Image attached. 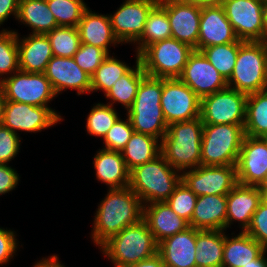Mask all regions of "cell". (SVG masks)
Here are the masks:
<instances>
[{"instance_id":"obj_53","label":"cell","mask_w":267,"mask_h":267,"mask_svg":"<svg viewBox=\"0 0 267 267\" xmlns=\"http://www.w3.org/2000/svg\"><path fill=\"white\" fill-rule=\"evenodd\" d=\"M263 28H264V41H267V0L263 3Z\"/></svg>"},{"instance_id":"obj_11","label":"cell","mask_w":267,"mask_h":267,"mask_svg":"<svg viewBox=\"0 0 267 267\" xmlns=\"http://www.w3.org/2000/svg\"><path fill=\"white\" fill-rule=\"evenodd\" d=\"M160 104L167 125L200 117L201 99L179 78H163Z\"/></svg>"},{"instance_id":"obj_36","label":"cell","mask_w":267,"mask_h":267,"mask_svg":"<svg viewBox=\"0 0 267 267\" xmlns=\"http://www.w3.org/2000/svg\"><path fill=\"white\" fill-rule=\"evenodd\" d=\"M243 42L238 40L223 45L209 46L202 50V53L226 81L233 72L238 50Z\"/></svg>"},{"instance_id":"obj_38","label":"cell","mask_w":267,"mask_h":267,"mask_svg":"<svg viewBox=\"0 0 267 267\" xmlns=\"http://www.w3.org/2000/svg\"><path fill=\"white\" fill-rule=\"evenodd\" d=\"M119 118L120 115L112 105L96 103L86 119V131L91 136L103 139Z\"/></svg>"},{"instance_id":"obj_3","label":"cell","mask_w":267,"mask_h":267,"mask_svg":"<svg viewBox=\"0 0 267 267\" xmlns=\"http://www.w3.org/2000/svg\"><path fill=\"white\" fill-rule=\"evenodd\" d=\"M163 78L146 75L137 89L132 106L127 110L134 132L163 139L168 125L160 104Z\"/></svg>"},{"instance_id":"obj_27","label":"cell","mask_w":267,"mask_h":267,"mask_svg":"<svg viewBox=\"0 0 267 267\" xmlns=\"http://www.w3.org/2000/svg\"><path fill=\"white\" fill-rule=\"evenodd\" d=\"M93 158L98 181L108 185L109 189L129 186L130 171L120 151L102 148Z\"/></svg>"},{"instance_id":"obj_26","label":"cell","mask_w":267,"mask_h":267,"mask_svg":"<svg viewBox=\"0 0 267 267\" xmlns=\"http://www.w3.org/2000/svg\"><path fill=\"white\" fill-rule=\"evenodd\" d=\"M81 43L99 47L109 54V46H116L120 42L114 36L109 15L85 10L78 24ZM112 44V45H111Z\"/></svg>"},{"instance_id":"obj_56","label":"cell","mask_w":267,"mask_h":267,"mask_svg":"<svg viewBox=\"0 0 267 267\" xmlns=\"http://www.w3.org/2000/svg\"><path fill=\"white\" fill-rule=\"evenodd\" d=\"M263 199L267 201V192L263 195Z\"/></svg>"},{"instance_id":"obj_24","label":"cell","mask_w":267,"mask_h":267,"mask_svg":"<svg viewBox=\"0 0 267 267\" xmlns=\"http://www.w3.org/2000/svg\"><path fill=\"white\" fill-rule=\"evenodd\" d=\"M17 46L19 52V70L29 73H44L48 62L54 56L51 44L46 35L29 34L19 38L17 31Z\"/></svg>"},{"instance_id":"obj_42","label":"cell","mask_w":267,"mask_h":267,"mask_svg":"<svg viewBox=\"0 0 267 267\" xmlns=\"http://www.w3.org/2000/svg\"><path fill=\"white\" fill-rule=\"evenodd\" d=\"M108 56L109 54L99 47L81 43L73 59L91 77Z\"/></svg>"},{"instance_id":"obj_30","label":"cell","mask_w":267,"mask_h":267,"mask_svg":"<svg viewBox=\"0 0 267 267\" xmlns=\"http://www.w3.org/2000/svg\"><path fill=\"white\" fill-rule=\"evenodd\" d=\"M161 141L151 135L133 132L120 151L129 171L161 154Z\"/></svg>"},{"instance_id":"obj_10","label":"cell","mask_w":267,"mask_h":267,"mask_svg":"<svg viewBox=\"0 0 267 267\" xmlns=\"http://www.w3.org/2000/svg\"><path fill=\"white\" fill-rule=\"evenodd\" d=\"M248 95L226 87L201 98L203 124H245Z\"/></svg>"},{"instance_id":"obj_29","label":"cell","mask_w":267,"mask_h":267,"mask_svg":"<svg viewBox=\"0 0 267 267\" xmlns=\"http://www.w3.org/2000/svg\"><path fill=\"white\" fill-rule=\"evenodd\" d=\"M17 20L32 29V34L45 35L58 24L47 0H19Z\"/></svg>"},{"instance_id":"obj_47","label":"cell","mask_w":267,"mask_h":267,"mask_svg":"<svg viewBox=\"0 0 267 267\" xmlns=\"http://www.w3.org/2000/svg\"><path fill=\"white\" fill-rule=\"evenodd\" d=\"M20 180L17 171L7 164H0V196L17 187Z\"/></svg>"},{"instance_id":"obj_33","label":"cell","mask_w":267,"mask_h":267,"mask_svg":"<svg viewBox=\"0 0 267 267\" xmlns=\"http://www.w3.org/2000/svg\"><path fill=\"white\" fill-rule=\"evenodd\" d=\"M244 130L251 137H267V89L248 95Z\"/></svg>"},{"instance_id":"obj_21","label":"cell","mask_w":267,"mask_h":267,"mask_svg":"<svg viewBox=\"0 0 267 267\" xmlns=\"http://www.w3.org/2000/svg\"><path fill=\"white\" fill-rule=\"evenodd\" d=\"M262 200L263 193L257 186L238 183L227 194L226 230L237 221L244 232Z\"/></svg>"},{"instance_id":"obj_44","label":"cell","mask_w":267,"mask_h":267,"mask_svg":"<svg viewBox=\"0 0 267 267\" xmlns=\"http://www.w3.org/2000/svg\"><path fill=\"white\" fill-rule=\"evenodd\" d=\"M244 232L267 249V201L260 202Z\"/></svg>"},{"instance_id":"obj_45","label":"cell","mask_w":267,"mask_h":267,"mask_svg":"<svg viewBox=\"0 0 267 267\" xmlns=\"http://www.w3.org/2000/svg\"><path fill=\"white\" fill-rule=\"evenodd\" d=\"M15 132L0 125V164H7L13 160L20 150L21 139Z\"/></svg>"},{"instance_id":"obj_14","label":"cell","mask_w":267,"mask_h":267,"mask_svg":"<svg viewBox=\"0 0 267 267\" xmlns=\"http://www.w3.org/2000/svg\"><path fill=\"white\" fill-rule=\"evenodd\" d=\"M262 0H224L226 17L241 41H264Z\"/></svg>"},{"instance_id":"obj_7","label":"cell","mask_w":267,"mask_h":267,"mask_svg":"<svg viewBox=\"0 0 267 267\" xmlns=\"http://www.w3.org/2000/svg\"><path fill=\"white\" fill-rule=\"evenodd\" d=\"M245 136L244 124H203L200 165H236Z\"/></svg>"},{"instance_id":"obj_13","label":"cell","mask_w":267,"mask_h":267,"mask_svg":"<svg viewBox=\"0 0 267 267\" xmlns=\"http://www.w3.org/2000/svg\"><path fill=\"white\" fill-rule=\"evenodd\" d=\"M63 121L60 113L51 107H38L31 104L6 101L2 125L12 132H41Z\"/></svg>"},{"instance_id":"obj_6","label":"cell","mask_w":267,"mask_h":267,"mask_svg":"<svg viewBox=\"0 0 267 267\" xmlns=\"http://www.w3.org/2000/svg\"><path fill=\"white\" fill-rule=\"evenodd\" d=\"M227 86L246 95L267 89V41H244Z\"/></svg>"},{"instance_id":"obj_20","label":"cell","mask_w":267,"mask_h":267,"mask_svg":"<svg viewBox=\"0 0 267 267\" xmlns=\"http://www.w3.org/2000/svg\"><path fill=\"white\" fill-rule=\"evenodd\" d=\"M222 5L203 6L200 15L198 51L238 41Z\"/></svg>"},{"instance_id":"obj_52","label":"cell","mask_w":267,"mask_h":267,"mask_svg":"<svg viewBox=\"0 0 267 267\" xmlns=\"http://www.w3.org/2000/svg\"><path fill=\"white\" fill-rule=\"evenodd\" d=\"M267 249L255 260L249 262L248 265H245L243 267H267V258L266 256Z\"/></svg>"},{"instance_id":"obj_54","label":"cell","mask_w":267,"mask_h":267,"mask_svg":"<svg viewBox=\"0 0 267 267\" xmlns=\"http://www.w3.org/2000/svg\"><path fill=\"white\" fill-rule=\"evenodd\" d=\"M5 103H6V99L4 97L2 89L0 88V125H2V122H3Z\"/></svg>"},{"instance_id":"obj_37","label":"cell","mask_w":267,"mask_h":267,"mask_svg":"<svg viewBox=\"0 0 267 267\" xmlns=\"http://www.w3.org/2000/svg\"><path fill=\"white\" fill-rule=\"evenodd\" d=\"M45 35L51 44L54 56L63 58L73 57L81 45L77 27L58 26Z\"/></svg>"},{"instance_id":"obj_5","label":"cell","mask_w":267,"mask_h":267,"mask_svg":"<svg viewBox=\"0 0 267 267\" xmlns=\"http://www.w3.org/2000/svg\"><path fill=\"white\" fill-rule=\"evenodd\" d=\"M100 250L115 265L114 267H127L156 255L158 243L142 219L112 236Z\"/></svg>"},{"instance_id":"obj_41","label":"cell","mask_w":267,"mask_h":267,"mask_svg":"<svg viewBox=\"0 0 267 267\" xmlns=\"http://www.w3.org/2000/svg\"><path fill=\"white\" fill-rule=\"evenodd\" d=\"M196 200L197 196L181 181L166 202L178 216L190 222Z\"/></svg>"},{"instance_id":"obj_40","label":"cell","mask_w":267,"mask_h":267,"mask_svg":"<svg viewBox=\"0 0 267 267\" xmlns=\"http://www.w3.org/2000/svg\"><path fill=\"white\" fill-rule=\"evenodd\" d=\"M58 26L78 27L85 10L88 8L84 0H47Z\"/></svg>"},{"instance_id":"obj_9","label":"cell","mask_w":267,"mask_h":267,"mask_svg":"<svg viewBox=\"0 0 267 267\" xmlns=\"http://www.w3.org/2000/svg\"><path fill=\"white\" fill-rule=\"evenodd\" d=\"M6 101L49 107L57 94L44 73H29L18 70L0 82Z\"/></svg>"},{"instance_id":"obj_43","label":"cell","mask_w":267,"mask_h":267,"mask_svg":"<svg viewBox=\"0 0 267 267\" xmlns=\"http://www.w3.org/2000/svg\"><path fill=\"white\" fill-rule=\"evenodd\" d=\"M134 129L131 121L119 118L103 138L104 149L121 151L130 140Z\"/></svg>"},{"instance_id":"obj_16","label":"cell","mask_w":267,"mask_h":267,"mask_svg":"<svg viewBox=\"0 0 267 267\" xmlns=\"http://www.w3.org/2000/svg\"><path fill=\"white\" fill-rule=\"evenodd\" d=\"M200 99L227 87V81L213 67L202 51L190 54L187 64L178 77Z\"/></svg>"},{"instance_id":"obj_55","label":"cell","mask_w":267,"mask_h":267,"mask_svg":"<svg viewBox=\"0 0 267 267\" xmlns=\"http://www.w3.org/2000/svg\"><path fill=\"white\" fill-rule=\"evenodd\" d=\"M263 193V195L267 192V173L265 174L262 182L257 186Z\"/></svg>"},{"instance_id":"obj_25","label":"cell","mask_w":267,"mask_h":267,"mask_svg":"<svg viewBox=\"0 0 267 267\" xmlns=\"http://www.w3.org/2000/svg\"><path fill=\"white\" fill-rule=\"evenodd\" d=\"M227 195L197 197L189 225L197 230L226 231Z\"/></svg>"},{"instance_id":"obj_50","label":"cell","mask_w":267,"mask_h":267,"mask_svg":"<svg viewBox=\"0 0 267 267\" xmlns=\"http://www.w3.org/2000/svg\"><path fill=\"white\" fill-rule=\"evenodd\" d=\"M36 262L33 267H65L55 254L50 257L48 256V258L43 257V259Z\"/></svg>"},{"instance_id":"obj_46","label":"cell","mask_w":267,"mask_h":267,"mask_svg":"<svg viewBox=\"0 0 267 267\" xmlns=\"http://www.w3.org/2000/svg\"><path fill=\"white\" fill-rule=\"evenodd\" d=\"M16 232L0 228V266L7 264L16 255L18 240Z\"/></svg>"},{"instance_id":"obj_28","label":"cell","mask_w":267,"mask_h":267,"mask_svg":"<svg viewBox=\"0 0 267 267\" xmlns=\"http://www.w3.org/2000/svg\"><path fill=\"white\" fill-rule=\"evenodd\" d=\"M224 232L223 267H243L257 259L266 249L245 232L230 238Z\"/></svg>"},{"instance_id":"obj_48","label":"cell","mask_w":267,"mask_h":267,"mask_svg":"<svg viewBox=\"0 0 267 267\" xmlns=\"http://www.w3.org/2000/svg\"><path fill=\"white\" fill-rule=\"evenodd\" d=\"M19 0H0V26L11 15L17 20Z\"/></svg>"},{"instance_id":"obj_19","label":"cell","mask_w":267,"mask_h":267,"mask_svg":"<svg viewBox=\"0 0 267 267\" xmlns=\"http://www.w3.org/2000/svg\"><path fill=\"white\" fill-rule=\"evenodd\" d=\"M44 74L57 96L66 89L76 90L78 95L91 92V77L76 64L73 57L53 56Z\"/></svg>"},{"instance_id":"obj_8","label":"cell","mask_w":267,"mask_h":267,"mask_svg":"<svg viewBox=\"0 0 267 267\" xmlns=\"http://www.w3.org/2000/svg\"><path fill=\"white\" fill-rule=\"evenodd\" d=\"M193 51L190 45L171 37L149 45L139 60L148 76L178 78Z\"/></svg>"},{"instance_id":"obj_12","label":"cell","mask_w":267,"mask_h":267,"mask_svg":"<svg viewBox=\"0 0 267 267\" xmlns=\"http://www.w3.org/2000/svg\"><path fill=\"white\" fill-rule=\"evenodd\" d=\"M181 181L197 197L227 195L238 184L236 165H200L181 173Z\"/></svg>"},{"instance_id":"obj_49","label":"cell","mask_w":267,"mask_h":267,"mask_svg":"<svg viewBox=\"0 0 267 267\" xmlns=\"http://www.w3.org/2000/svg\"><path fill=\"white\" fill-rule=\"evenodd\" d=\"M127 267H166L161 256L157 253L153 257L139 261L138 263L129 265Z\"/></svg>"},{"instance_id":"obj_35","label":"cell","mask_w":267,"mask_h":267,"mask_svg":"<svg viewBox=\"0 0 267 267\" xmlns=\"http://www.w3.org/2000/svg\"><path fill=\"white\" fill-rule=\"evenodd\" d=\"M131 68L109 54L91 76V92L102 90L105 95Z\"/></svg>"},{"instance_id":"obj_15","label":"cell","mask_w":267,"mask_h":267,"mask_svg":"<svg viewBox=\"0 0 267 267\" xmlns=\"http://www.w3.org/2000/svg\"><path fill=\"white\" fill-rule=\"evenodd\" d=\"M158 3L159 0H125L109 15L116 39L121 44H135L143 34L149 13Z\"/></svg>"},{"instance_id":"obj_39","label":"cell","mask_w":267,"mask_h":267,"mask_svg":"<svg viewBox=\"0 0 267 267\" xmlns=\"http://www.w3.org/2000/svg\"><path fill=\"white\" fill-rule=\"evenodd\" d=\"M18 70L17 33L14 30L3 29L0 31V82L3 78L12 76Z\"/></svg>"},{"instance_id":"obj_18","label":"cell","mask_w":267,"mask_h":267,"mask_svg":"<svg viewBox=\"0 0 267 267\" xmlns=\"http://www.w3.org/2000/svg\"><path fill=\"white\" fill-rule=\"evenodd\" d=\"M238 183L258 186L267 173V138L246 135L236 163Z\"/></svg>"},{"instance_id":"obj_23","label":"cell","mask_w":267,"mask_h":267,"mask_svg":"<svg viewBox=\"0 0 267 267\" xmlns=\"http://www.w3.org/2000/svg\"><path fill=\"white\" fill-rule=\"evenodd\" d=\"M143 220L157 243L190 227L189 222L178 216L166 201L145 204Z\"/></svg>"},{"instance_id":"obj_51","label":"cell","mask_w":267,"mask_h":267,"mask_svg":"<svg viewBox=\"0 0 267 267\" xmlns=\"http://www.w3.org/2000/svg\"><path fill=\"white\" fill-rule=\"evenodd\" d=\"M184 3L196 4L197 6H217L222 5L224 0H180Z\"/></svg>"},{"instance_id":"obj_31","label":"cell","mask_w":267,"mask_h":267,"mask_svg":"<svg viewBox=\"0 0 267 267\" xmlns=\"http://www.w3.org/2000/svg\"><path fill=\"white\" fill-rule=\"evenodd\" d=\"M224 230L196 229V267H221Z\"/></svg>"},{"instance_id":"obj_17","label":"cell","mask_w":267,"mask_h":267,"mask_svg":"<svg viewBox=\"0 0 267 267\" xmlns=\"http://www.w3.org/2000/svg\"><path fill=\"white\" fill-rule=\"evenodd\" d=\"M158 4L167 12L172 38L198 50L202 7L180 0H159Z\"/></svg>"},{"instance_id":"obj_1","label":"cell","mask_w":267,"mask_h":267,"mask_svg":"<svg viewBox=\"0 0 267 267\" xmlns=\"http://www.w3.org/2000/svg\"><path fill=\"white\" fill-rule=\"evenodd\" d=\"M144 204L129 187L109 189L95 213L91 238L99 248L125 227L143 219Z\"/></svg>"},{"instance_id":"obj_34","label":"cell","mask_w":267,"mask_h":267,"mask_svg":"<svg viewBox=\"0 0 267 267\" xmlns=\"http://www.w3.org/2000/svg\"><path fill=\"white\" fill-rule=\"evenodd\" d=\"M172 37L167 12L157 4L149 13L144 31L135 43V52L140 55L149 45Z\"/></svg>"},{"instance_id":"obj_4","label":"cell","mask_w":267,"mask_h":267,"mask_svg":"<svg viewBox=\"0 0 267 267\" xmlns=\"http://www.w3.org/2000/svg\"><path fill=\"white\" fill-rule=\"evenodd\" d=\"M181 182V173L160 154L130 171L129 187L142 203L166 201Z\"/></svg>"},{"instance_id":"obj_32","label":"cell","mask_w":267,"mask_h":267,"mask_svg":"<svg viewBox=\"0 0 267 267\" xmlns=\"http://www.w3.org/2000/svg\"><path fill=\"white\" fill-rule=\"evenodd\" d=\"M136 65L123 75L116 84L105 94L106 99H110L109 105L122 104L126 111L132 106L135 100L137 89L141 80L147 75L144 72L139 55L136 53Z\"/></svg>"},{"instance_id":"obj_2","label":"cell","mask_w":267,"mask_h":267,"mask_svg":"<svg viewBox=\"0 0 267 267\" xmlns=\"http://www.w3.org/2000/svg\"><path fill=\"white\" fill-rule=\"evenodd\" d=\"M202 133L200 117L168 125L161 140V155L180 173L200 166Z\"/></svg>"},{"instance_id":"obj_22","label":"cell","mask_w":267,"mask_h":267,"mask_svg":"<svg viewBox=\"0 0 267 267\" xmlns=\"http://www.w3.org/2000/svg\"><path fill=\"white\" fill-rule=\"evenodd\" d=\"M196 229L189 227L158 243L166 267H196Z\"/></svg>"}]
</instances>
